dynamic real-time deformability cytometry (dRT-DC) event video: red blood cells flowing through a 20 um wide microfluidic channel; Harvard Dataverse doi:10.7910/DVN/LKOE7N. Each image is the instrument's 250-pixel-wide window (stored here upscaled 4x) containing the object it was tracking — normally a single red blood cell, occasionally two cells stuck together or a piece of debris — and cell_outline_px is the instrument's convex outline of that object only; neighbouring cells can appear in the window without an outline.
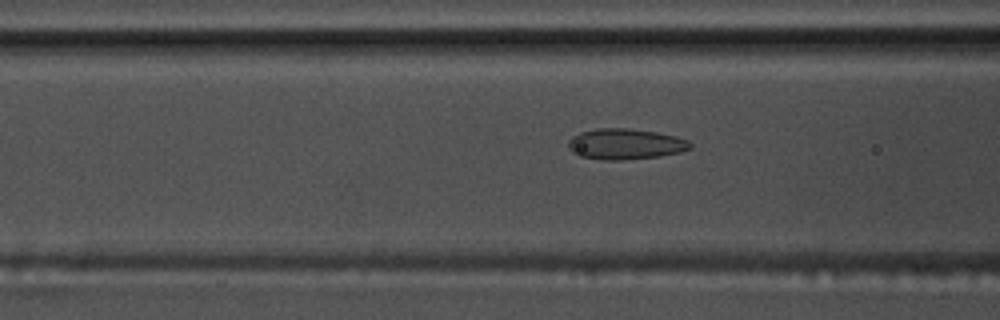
{"species": "common noctule bat (a hibernating species)", "species_latin": "Nyctalus noctula", "temperature_condition": "warm", "stored_images_in_passage": 41, "camera_frame_rate_fps": 3000, "um_per_image_px": 0.085, "animal": {"sex": "male", "body_mass_g": 17.5, "forearm_length_mm": 52.3}, "frame": {"image": 1, "passage_image": 12, "time_ms": 3.667, "image_size_px": [1000, 320], "cell_outline_px": [[692, 148], [680, 152], [660, 156], [620, 160], [608, 160], [580, 156], [572, 152], [568, 148], [568, 140], [572, 136], [580, 132], [596, 128], [628, 128], [656, 132], [676, 136], [688, 140], [692, 144]], "centroid_in_image_um": [53.15, 12.23], "position_along_channel_um": 113.5, "area_um2": 21.91}}
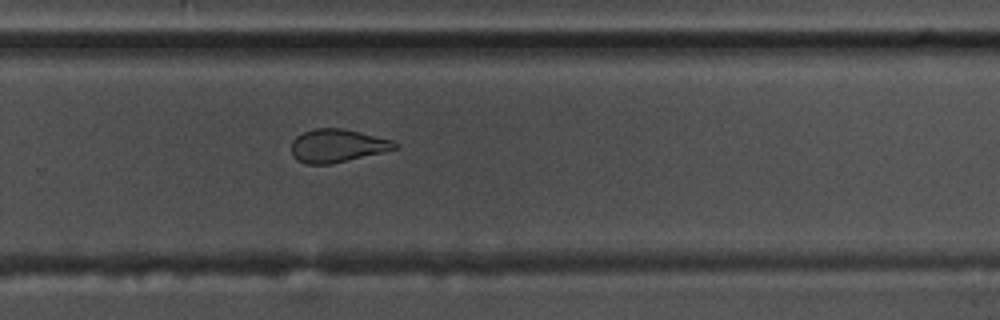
{"frame": {"image": 2, "passage_image": 27, "time_ms": 8.667, "image_size_px": [1000, 320], "cell_outline_px": [[400, 148], [384, 152], [332, 164], [304, 164], [296, 160], [292, 156], [292, 140], [296, 136], [304, 132], [316, 128], [344, 128], [392, 140], [400, 144]], "centroid_in_image_um": [28.69, 12.39], "position_along_channel_um": 301.1, "area_um2": 20.23}}
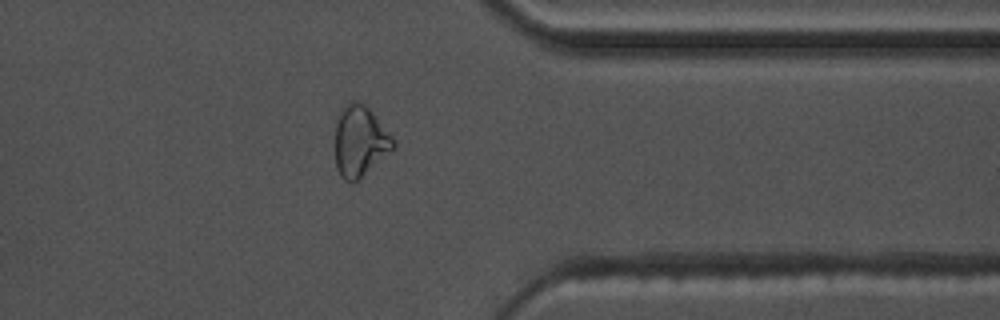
{"frame": {"image": 3, "passage_image": 34, "time_ms": 11.0, "image_size_px": [1000, 320], "cell_outline_px": [[396, 148], [352, 184], [344, 180], [340, 176], [336, 168], [336, 120], [340, 108], [344, 104], [352, 100], [360, 100], [372, 112], [392, 136], [396, 144]], "centroid_in_image_um": [30.59, 11.98], "position_along_channel_um": 380.8, "area_um2": 24.22}, "authors_computed_cell_mechanics": {"area_um2": 21.5594, "velocity_mm_per_s": 3.7617, "shape_relaxation_time_tau1_ms": 10.1213, "shape_relaxation_time_tau2_ms": 1.8464, "deformation_change_tau1": 0.1884, "deformation_change_tau2": 0.0848}}